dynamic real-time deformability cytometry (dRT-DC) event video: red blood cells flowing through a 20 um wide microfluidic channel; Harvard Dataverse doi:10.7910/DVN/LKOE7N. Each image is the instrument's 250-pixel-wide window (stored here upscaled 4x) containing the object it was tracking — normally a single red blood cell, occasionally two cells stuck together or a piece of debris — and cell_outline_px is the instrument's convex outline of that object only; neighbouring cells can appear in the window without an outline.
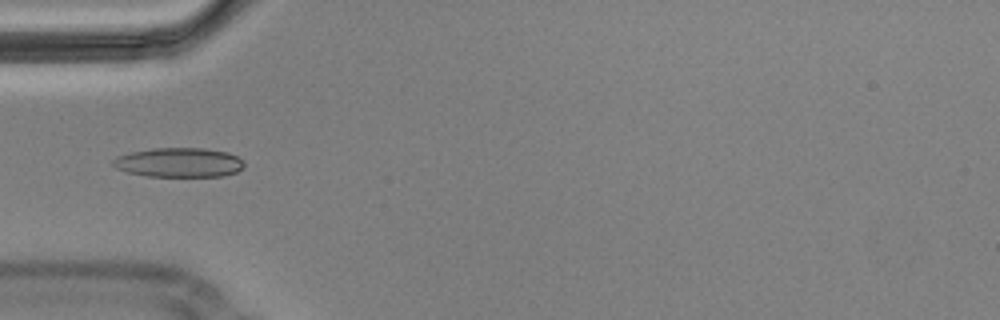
{"species": "Egyptian fruit bat (a non-hibernating species)", "species_latin": "Rousettus aegyptiacus", "temperature_condition": "cold", "stored_images_in_passage": 5, "camera_frame_rate_fps": 3000, "um_per_image_px": 0.085, "animal": {"sex": "male"}, "frame": {"image": 1, "passage_image": 4, "time_ms": 1.0, "image_size_px": [1000, 320], "cell_outline_px": [[244, 168], [236, 172], [224, 176], [148, 176], [128, 172], [116, 168], [112, 164], [112, 160], [120, 156], [132, 152], [152, 148], [204, 148], [228, 152], [244, 160]], "centroid_in_image_um": [15.26, 13.81], "position_along_channel_um": 69.7, "area_um2": 22.43}}